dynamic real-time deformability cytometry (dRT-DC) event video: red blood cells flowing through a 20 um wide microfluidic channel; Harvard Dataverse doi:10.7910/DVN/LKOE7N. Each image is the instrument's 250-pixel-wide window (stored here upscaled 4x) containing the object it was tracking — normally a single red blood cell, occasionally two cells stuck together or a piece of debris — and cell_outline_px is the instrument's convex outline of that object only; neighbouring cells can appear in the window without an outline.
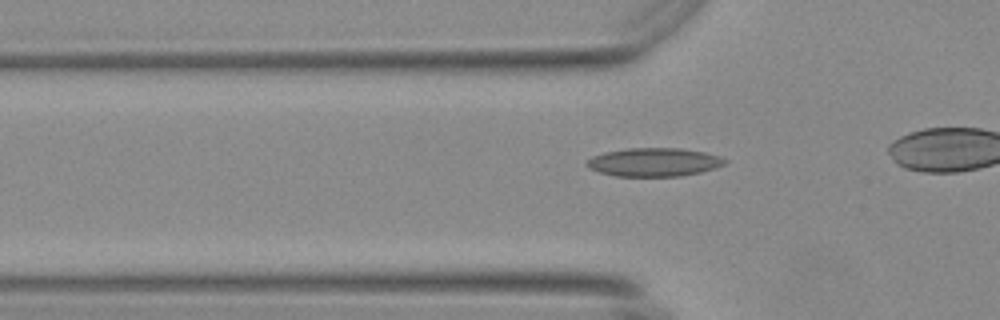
{"species": "Egyptian fruit bat (a non-hibernating species)", "species_latin": "Rousettus aegyptiacus", "temperature_condition": "warm", "stored_images_in_passage": 34, "camera_frame_rate_fps": 3000, "um_per_image_px": 0.085, "animal": {"sex": "female"}, "frame": {"image": 1, "passage_image": 8, "time_ms": 2.333, "image_size_px": [1000, 320], "cell_outline_px": [[728, 160], [724, 164], [716, 168], [700, 172], [680, 176], [616, 176], [600, 172], [584, 164], [592, 156], [604, 152], [628, 148], [680, 148], [704, 152], [720, 156]], "centroid_in_image_um": [55.61, 13.78], "position_along_channel_um": 70.2, "area_um2": 22.83}}
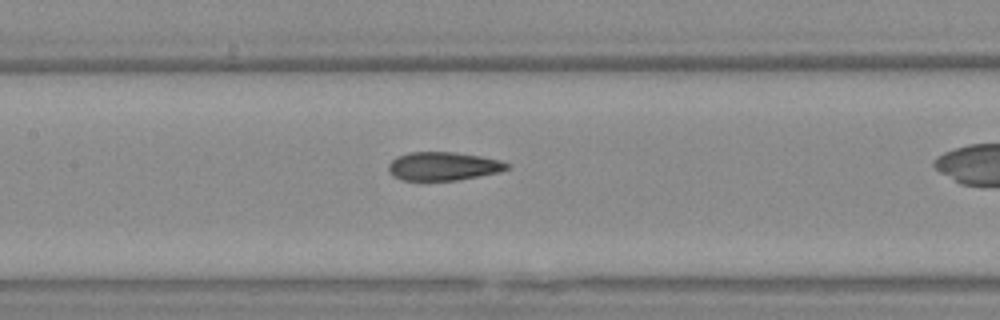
{"frame": {"image": 2, "passage_image": 16, "time_ms": 5.0, "image_size_px": [1000, 320], "cell_outline_px": [[512, 168], [500, 172], [480, 176], [456, 180], [400, 180], [392, 176], [388, 172], [388, 164], [396, 156], [408, 152], [452, 152], [480, 156], [500, 160], [512, 164]], "centroid_in_image_um": [37.69, 14.13], "position_along_channel_um": 169.7, "area_um2": 19.94}}
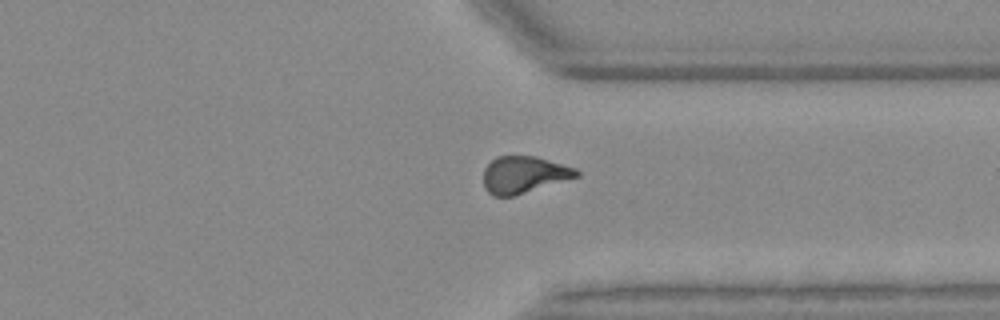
{"frame": {"image": 3, "passage_image": 32, "time_ms": 10.333, "image_size_px": [1000, 320], "cell_outline_px": [[580, 176], [512, 196], [492, 196], [484, 188], [484, 168], [496, 156], [536, 156], [576, 168], [580, 172]], "centroid_in_image_um": [44.53, 14.84], "position_along_channel_um": 366.9, "area_um2": 19.94}}